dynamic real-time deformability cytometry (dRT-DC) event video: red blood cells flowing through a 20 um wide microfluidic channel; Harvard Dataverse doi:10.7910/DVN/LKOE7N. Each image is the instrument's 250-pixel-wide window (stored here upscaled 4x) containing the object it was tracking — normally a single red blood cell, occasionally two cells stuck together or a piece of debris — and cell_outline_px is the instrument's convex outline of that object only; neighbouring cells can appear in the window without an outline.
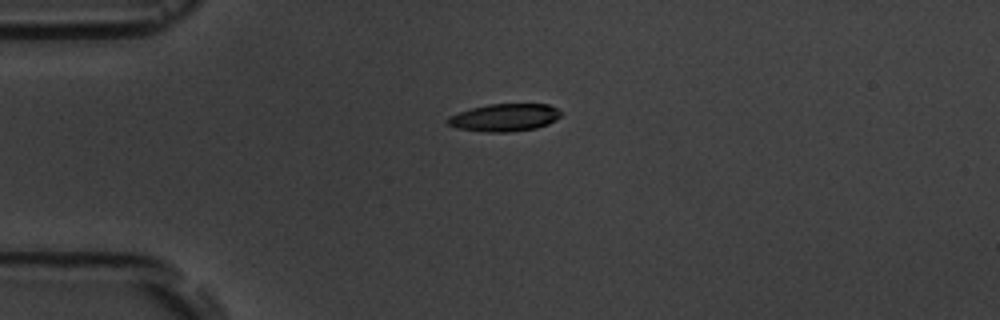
{"species": "common noctule bat (a hibernating species)", "species_latin": "Nyctalus noctula", "temperature_condition": "room temperature", "stored_images_in_passage": 12, "camera_frame_rate_fps": 3000, "um_per_image_px": 0.085, "animal": {"sex": "male", "body_mass_g": 19.5, "forearm_length_mm": 54.6}, "frame": {"image": 1, "passage_image": 1, "time_ms": 0.0, "image_size_px": [1000, 320], "cell_outline_px": [[560, 116], [556, 120], [548, 124], [536, 128], [508, 132], [488, 132], [456, 128], [448, 124], [448, 116], [472, 108], [488, 104], [548, 104], [556, 108], [560, 112]], "centroid_in_image_um": [42.89, 9.99], "position_along_channel_um": 42.1, "area_um2": 18.03}}
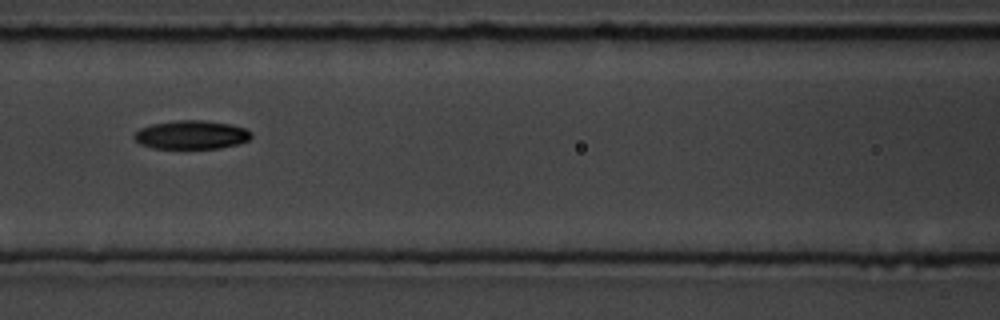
{"frame": {"image": 2, "passage_image": 4, "time_ms": 3.667, "image_size_px": [1000, 320], "cell_outline_px": [[252, 136], [248, 140], [240, 144], [220, 148], [152, 148], [140, 144], [132, 136], [140, 128], [152, 124], [176, 120], [204, 120], [232, 124], [244, 128], [252, 132]], "centroid_in_image_um": [16.29, 11.45], "position_along_channel_um": 150.3, "area_um2": 19.65}}
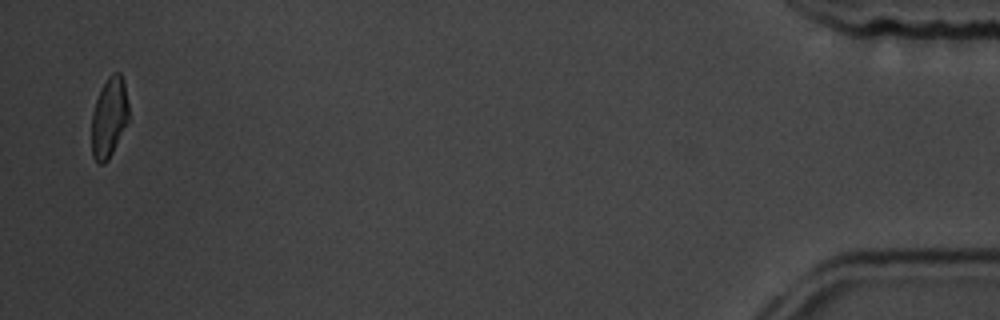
{"frame": {"image": 3, "passage_image": 12, "time_ms": 13.667, "image_size_px": [1000, 320], "cell_outline_px": [[128, 120], [108, 160], [104, 164], [100, 164], [92, 156], [92, 112], [100, 88], [108, 76], [112, 72], [120, 72], [124, 80], [128, 104]], "centroid_in_image_um": [9.27, 9.93], "position_along_channel_um": 425.9, "area_um2": 17.22}, "authors_computed_cell_mechanics": {"area_um2": 18.9006, "velocity_mm_per_s": 3.6553, "shape_relaxation_time_tau1_ms": 2.3779, "shape_relaxation_time_tau2_ms": 4.7424, "deformation_change_tau1": 0.1226, "deformation_change_tau2": 0.0999}}